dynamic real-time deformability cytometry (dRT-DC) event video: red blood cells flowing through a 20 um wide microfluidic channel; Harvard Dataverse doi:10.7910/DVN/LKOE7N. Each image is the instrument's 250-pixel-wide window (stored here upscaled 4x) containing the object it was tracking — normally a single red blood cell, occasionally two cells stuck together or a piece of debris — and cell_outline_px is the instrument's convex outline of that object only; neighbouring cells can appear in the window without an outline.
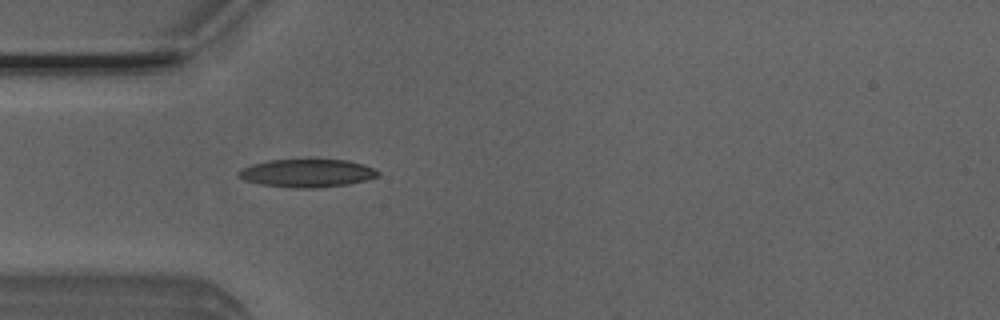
{"species": "Egyptian fruit bat (a non-hibernating species)", "species_latin": "Rousettus aegyptiacus", "temperature_condition": "room temperature", "stored_images_in_passage": 5, "camera_frame_rate_fps": 3000, "um_per_image_px": 0.085, "animal": {"sex": "male"}, "frame": {"image": 1, "passage_image": 5, "time_ms": 1.333, "image_size_px": [1000, 320], "cell_outline_px": [[380, 176], [348, 184], [312, 188], [296, 188], [260, 184], [244, 180], [236, 176], [244, 168], [252, 164], [268, 160], [348, 160], [364, 164], [380, 172]], "centroid_in_image_um": [26.11, 14.72], "position_along_channel_um": 58.9, "area_um2": 22.54}}